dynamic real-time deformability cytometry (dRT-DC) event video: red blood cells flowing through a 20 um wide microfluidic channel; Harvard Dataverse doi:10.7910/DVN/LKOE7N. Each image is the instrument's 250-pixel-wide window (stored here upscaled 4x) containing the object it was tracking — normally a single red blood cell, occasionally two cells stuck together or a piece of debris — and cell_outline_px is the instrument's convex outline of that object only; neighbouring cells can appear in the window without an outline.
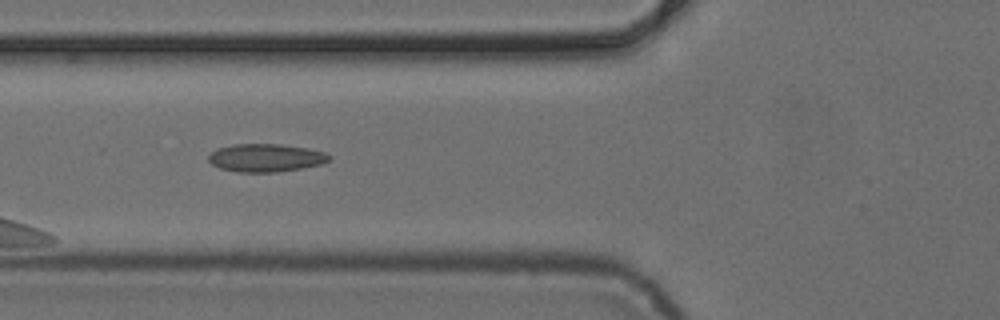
{"species": "common noctule bat (a hibernating species)", "species_latin": "Nyctalus noctula", "temperature_condition": "cold", "stored_images_in_passage": 9, "camera_frame_rate_fps": 3000, "um_per_image_px": 0.085, "animal": {"sex": "female", "body_mass_g": 24.6, "forearm_length_mm": 56.2}, "frame": {"image": 1, "passage_image": 6, "time_ms": 6.0, "image_size_px": [1000, 320], "cell_outline_px": [[332, 160], [320, 164], [300, 168], [276, 172], [236, 172], [220, 168], [212, 164], [208, 160], [208, 156], [216, 148], [232, 144], [280, 144], [308, 148], [324, 152], [332, 156]], "centroid_in_image_um": [22.58, 13.41], "position_along_channel_um": 103.2, "area_um2": 19.77}}